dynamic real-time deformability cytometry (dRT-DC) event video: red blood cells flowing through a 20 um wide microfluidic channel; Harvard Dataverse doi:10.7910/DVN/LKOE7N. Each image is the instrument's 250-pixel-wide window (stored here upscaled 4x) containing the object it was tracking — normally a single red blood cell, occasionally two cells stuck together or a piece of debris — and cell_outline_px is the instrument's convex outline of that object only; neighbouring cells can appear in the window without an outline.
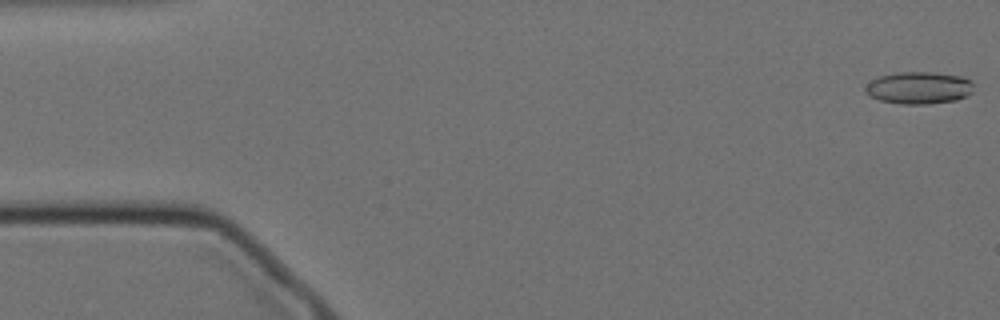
{"species": "Egyptian fruit bat (a non-hibernating species)", "species_latin": "Rousettus aegyptiacus", "temperature_condition": "cold", "stored_images_in_passage": 45, "camera_frame_rate_fps": 3000, "um_per_image_px": 0.085, "animal": {"sex": "female"}, "frame": {"image": 1, "passage_image": 1, "time_ms": 0.0, "image_size_px": [1000, 320], "cell_outline_px": [[972, 92], [968, 96], [956, 100], [928, 104], [900, 104], [880, 100], [868, 96], [864, 92], [864, 88], [872, 80], [880, 76], [896, 72], [936, 72], [964, 76], [972, 80]], "centroid_in_image_um": [78.12, 7.46], "position_along_channel_um": 6.9, "area_um2": 20.63}}
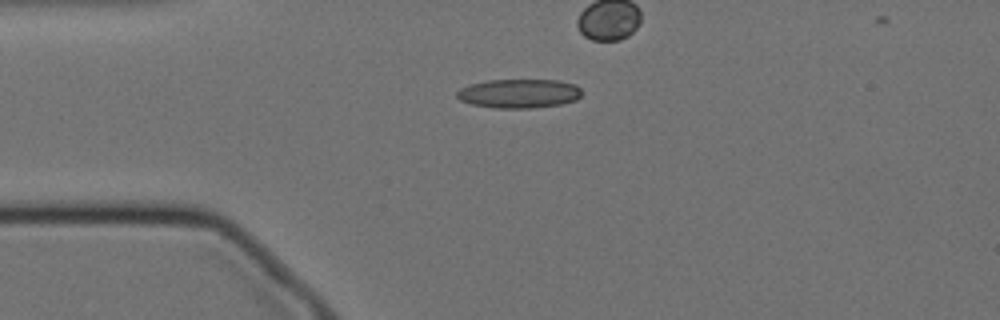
{"frame": {"image": 2, "passage_image": 13, "time_ms": 4.0, "image_size_px": [1000, 320], "cell_outline_px": [[580, 96], [576, 100], [560, 104], [532, 108], [492, 108], [472, 104], [460, 100], [456, 96], [456, 92], [460, 88], [468, 84], [488, 80], [560, 80], [576, 84], [580, 88]], "centroid_in_image_um": [44.1, 7.94], "position_along_channel_um": 40.9, "area_um2": 21.27}}